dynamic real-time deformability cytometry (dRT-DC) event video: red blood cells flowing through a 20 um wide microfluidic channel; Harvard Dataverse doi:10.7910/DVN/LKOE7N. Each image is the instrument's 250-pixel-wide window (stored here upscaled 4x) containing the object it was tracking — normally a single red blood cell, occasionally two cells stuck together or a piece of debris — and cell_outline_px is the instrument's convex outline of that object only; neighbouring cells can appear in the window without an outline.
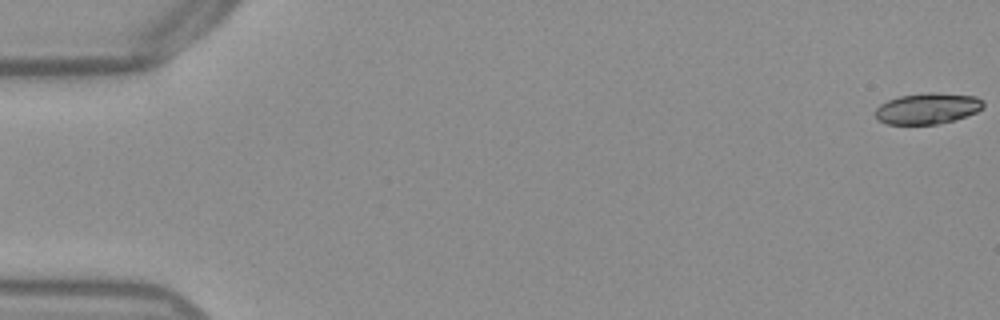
{"species": "Egyptian fruit bat (a non-hibernating species)", "species_latin": "Rousettus aegyptiacus", "temperature_condition": "warm", "stored_images_in_passage": 54, "camera_frame_rate_fps": 3000, "um_per_image_px": 0.085, "frame": {"image": 1, "passage_image": 1, "time_ms": 0.0, "image_size_px": [1000, 320], "cell_outline_px": [[984, 108], [976, 112], [956, 120], [936, 124], [888, 124], [876, 120], [876, 108], [880, 104], [888, 100], [900, 96], [924, 92], [932, 92], [976, 96], [984, 100]], "centroid_in_image_um": [78.86, 9.21], "position_along_channel_um": 6.1, "area_um2": 19.71}}
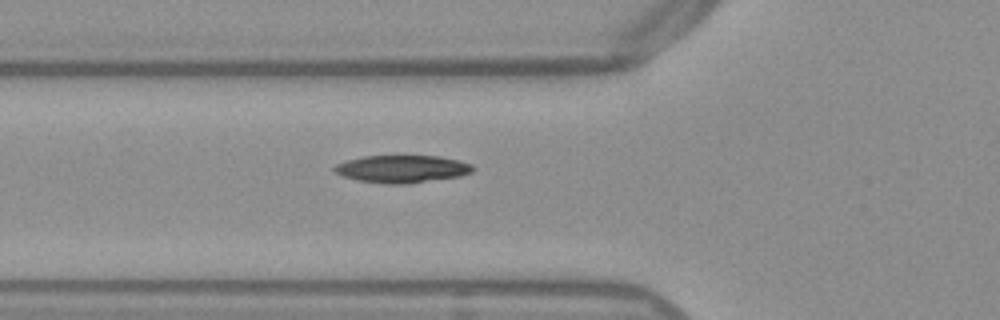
{"frame": {"image": 2, "passage_image": 20, "time_ms": 6.333, "image_size_px": [1000, 320], "cell_outline_px": [[476, 168], [472, 172], [460, 176], [408, 184], [388, 184], [356, 180], [344, 176], [336, 172], [332, 168], [336, 164], [348, 160], [364, 156], [440, 156], [472, 164]], "centroid_in_image_um": [34.19, 14.36], "position_along_channel_um": 91.6, "area_um2": 22.14}}
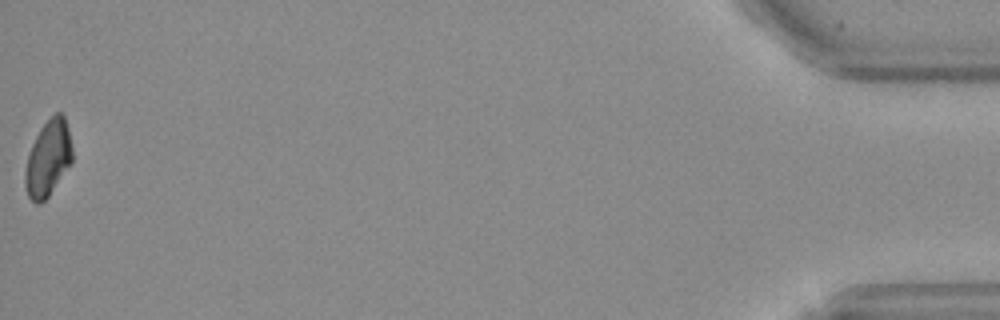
{"frame": {"image": 3, "passage_image": 54, "time_ms": 17.667, "image_size_px": [1000, 320], "cell_outline_px": [[72, 164], [48, 196], [40, 204], [36, 204], [28, 196], [24, 184], [24, 172], [28, 156], [32, 144], [40, 128], [56, 112], [60, 112], [64, 116], [68, 128], [72, 148]], "centroid_in_image_um": [4.09, 13.48], "position_along_channel_um": 431.1, "area_um2": 20.87}, "authors_computed_cell_mechanics": {"area_um2": 21.4727, "velocity_mm_per_s": 3.8528, "shape_relaxation_time_tau1_ms": 3.7953, "shape_relaxation_time_tau2_ms": null, "deformation_change_tau1": 0.1481, "deformation_change_tau2": null}}